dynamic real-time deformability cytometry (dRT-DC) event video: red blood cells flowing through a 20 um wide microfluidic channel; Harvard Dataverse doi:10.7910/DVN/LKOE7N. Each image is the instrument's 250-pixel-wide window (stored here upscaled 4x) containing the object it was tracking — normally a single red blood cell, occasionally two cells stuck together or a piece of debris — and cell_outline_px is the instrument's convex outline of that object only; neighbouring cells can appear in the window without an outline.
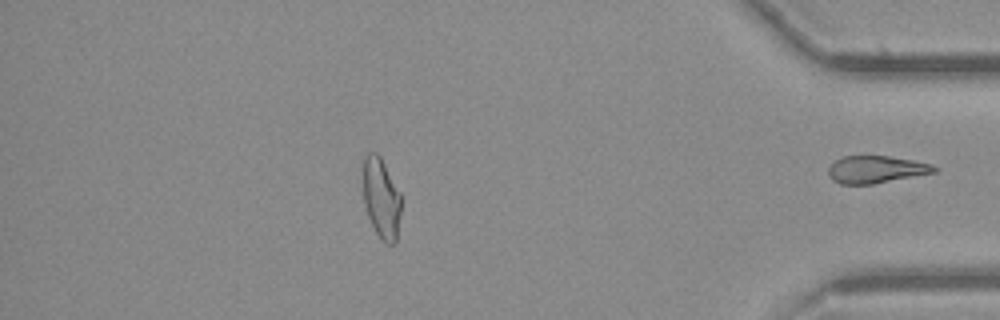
{"species": "common noctule bat (a hibernating species)", "species_latin": "Nyctalus noctula", "temperature_condition": "cold", "stored_images_in_passage": 41, "segment_of_instrument_passage": [2, 2], "camera_frame_rate_fps": 3000, "um_per_image_px": 0.085, "animal": {"sex": "female", "body_mass_g": 21.9}, "frame": {"image": 1, "passage_image": 41, "time_ms": 13.333, "image_size_px": [1000, 320], "cell_outline_px": [[940, 168], [936, 172], [872, 184], [840, 184], [832, 180], [828, 176], [828, 168], [840, 156], [888, 156], [912, 160], [932, 164]], "centroid_in_image_um": [74.46, 14.4], "position_along_channel_um": 360.7, "area_um2": 16.88}}